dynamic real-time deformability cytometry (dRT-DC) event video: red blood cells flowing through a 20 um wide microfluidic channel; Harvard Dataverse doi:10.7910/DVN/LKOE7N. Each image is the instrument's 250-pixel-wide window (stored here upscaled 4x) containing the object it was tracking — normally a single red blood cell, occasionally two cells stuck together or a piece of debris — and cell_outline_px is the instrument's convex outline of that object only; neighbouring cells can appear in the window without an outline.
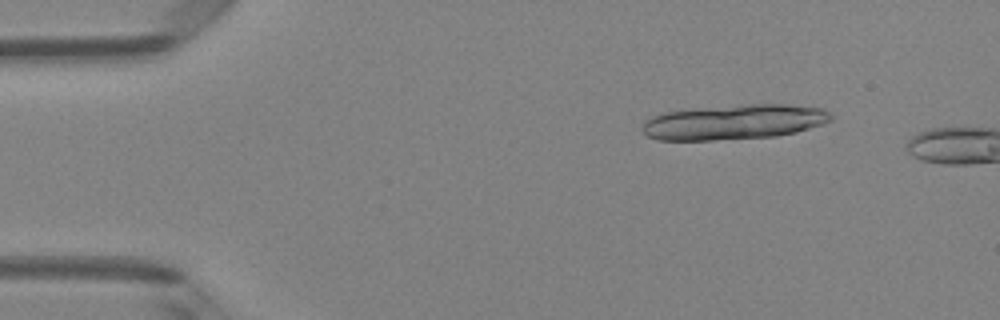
{"species": "Egyptian fruit bat (a non-hibernating species)", "species_latin": "Rousettus aegyptiacus", "temperature_condition": "room temperature", "stored_images_in_passage": 2, "camera_frame_rate_fps": 3000, "um_per_image_px": 0.085, "animal": {"sex": "female"}, "frame": {"image": 1, "passage_image": 1, "time_ms": 0.0, "image_size_px": [1000, 320], "cell_outline_px": [[832, 120], [796, 132], [776, 136], [712, 140], [656, 140], [648, 136], [640, 128], [644, 120], [652, 116], [664, 112], [748, 104], [788, 104], [820, 108], [828, 112], [832, 116]], "centroid_in_image_um": [62.35, 10.38], "position_along_channel_um": 22.6, "area_um2": 38.15}}